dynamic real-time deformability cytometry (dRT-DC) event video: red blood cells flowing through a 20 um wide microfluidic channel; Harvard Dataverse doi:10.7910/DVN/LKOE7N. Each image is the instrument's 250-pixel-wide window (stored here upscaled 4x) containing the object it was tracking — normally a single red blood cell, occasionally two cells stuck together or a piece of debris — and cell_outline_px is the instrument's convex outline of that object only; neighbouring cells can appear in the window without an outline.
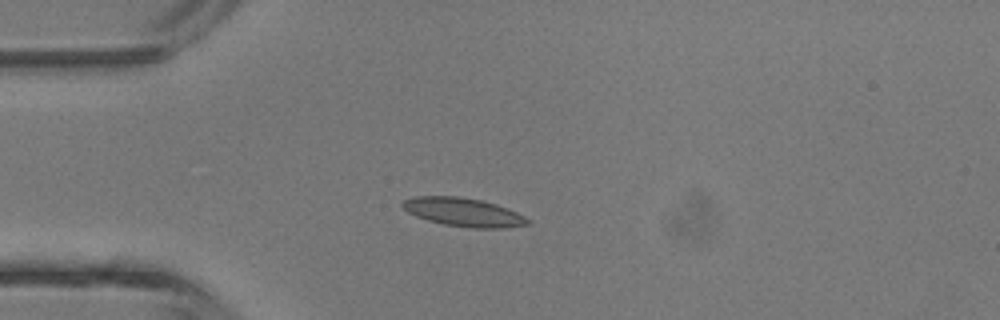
{"species": "common noctule bat (a hibernating species)", "species_latin": "Nyctalus noctula", "temperature_condition": "room temperature", "stored_images_in_passage": 43, "camera_frame_rate_fps": 3000, "um_per_image_px": 0.085, "animal": {"sex": "male", "body_mass_g": 13.3}, "frame": {"image": 1, "passage_image": 11, "time_ms": 3.333, "image_size_px": [1000, 320], "cell_outline_px": [[532, 224], [504, 228], [472, 228], [444, 224], [428, 220], [416, 216], [408, 212], [400, 204], [404, 200], [416, 196], [460, 196], [480, 200], [496, 204], [516, 212], [532, 220]], "centroid_in_image_um": [39.42, 18.04], "position_along_channel_um": 45.6, "area_um2": 20.81}}
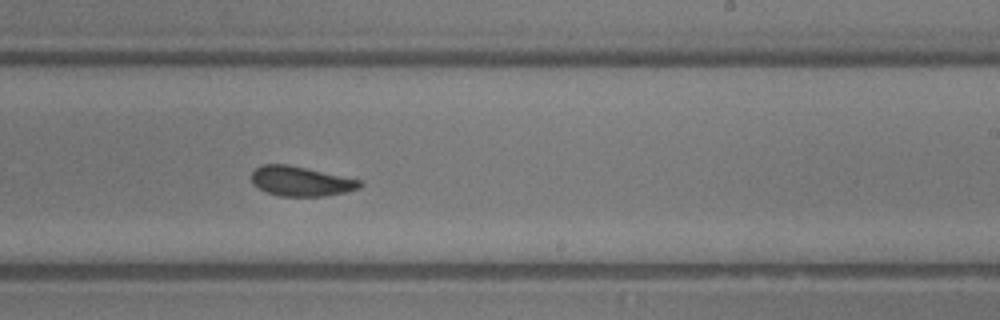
{"frame": {"image": 2, "passage_image": 26, "time_ms": 8.333, "image_size_px": [1000, 320], "cell_outline_px": [[364, 184], [360, 188], [344, 192], [324, 196], [280, 196], [268, 192], [252, 184], [252, 172], [256, 168], [264, 164], [288, 164], [364, 180]], "centroid_in_image_um": [25.63, 15.4], "position_along_channel_um": 263.4, "area_um2": 18.84}}
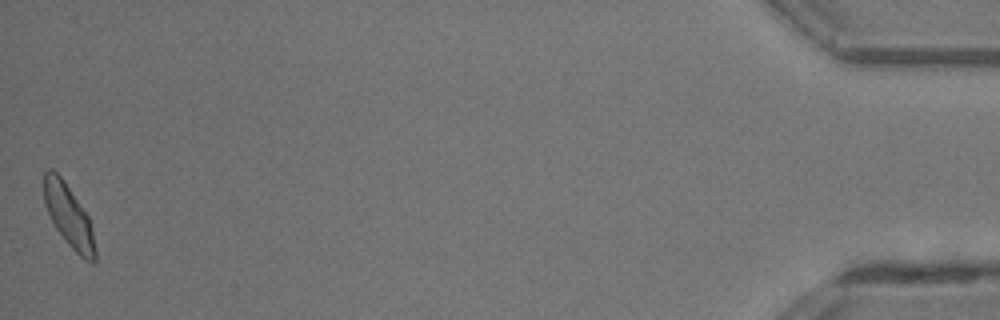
{"frame": {"image": 3, "passage_image": 43, "time_ms": 14.0, "image_size_px": [1000, 320], "cell_outline_px": [[96, 260], [92, 264], [84, 260], [68, 244], [56, 228], [44, 204], [44, 172], [48, 168], [52, 168], [64, 180], [88, 216], [92, 228], [96, 248]], "centroid_in_image_um": [5.86, 18.37], "position_along_channel_um": 429.3, "area_um2": 18.55}, "authors_computed_cell_mechanics": {"area_um2": 19.2474, "velocity_mm_per_s": 4.7047, "shape_relaxation_time_tau1_ms": 2.1105, "shape_relaxation_time_tau2_ms": 1.2586, "deformation_change_tau1": 0.1063, "deformation_change_tau2": 0.0732}}